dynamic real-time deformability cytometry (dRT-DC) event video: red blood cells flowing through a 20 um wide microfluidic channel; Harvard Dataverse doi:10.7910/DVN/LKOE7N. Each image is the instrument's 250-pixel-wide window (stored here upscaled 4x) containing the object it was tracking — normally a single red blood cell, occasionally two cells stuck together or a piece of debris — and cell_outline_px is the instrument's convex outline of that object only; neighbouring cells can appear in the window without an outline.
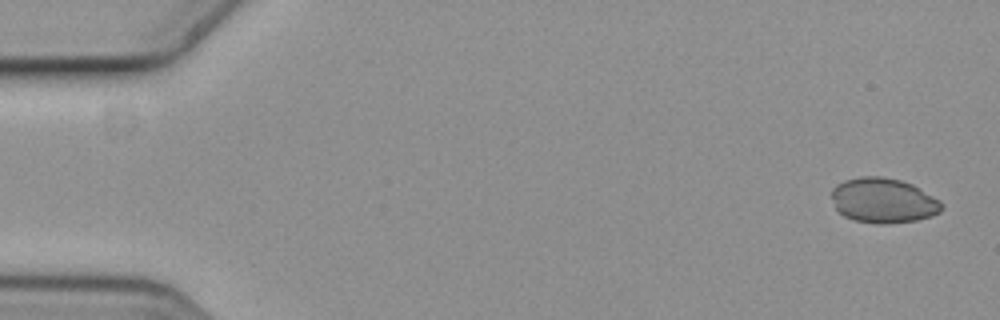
{"species": "common noctule bat (a hibernating species)", "species_latin": "Nyctalus noctula", "temperature_condition": "cold", "stored_images_in_passage": 4, "camera_frame_rate_fps": 3000, "um_per_image_px": 0.085, "animal": {"sex": "female", "body_mass_g": 19.3, "forearm_length_mm": 54.1}, "frame": {"image": 1, "passage_image": 1, "time_ms": 0.0, "image_size_px": [1000, 320], "cell_outline_px": [[944, 204], [940, 212], [932, 216], [916, 220], [888, 224], [876, 224], [852, 220], [844, 216], [836, 208], [832, 196], [832, 188], [836, 184], [844, 180], [860, 176], [880, 176], [900, 180], [912, 184], [940, 200]], "centroid_in_image_um": [75.08, 17.05], "position_along_channel_um": 9.9, "area_um2": 29.02}}